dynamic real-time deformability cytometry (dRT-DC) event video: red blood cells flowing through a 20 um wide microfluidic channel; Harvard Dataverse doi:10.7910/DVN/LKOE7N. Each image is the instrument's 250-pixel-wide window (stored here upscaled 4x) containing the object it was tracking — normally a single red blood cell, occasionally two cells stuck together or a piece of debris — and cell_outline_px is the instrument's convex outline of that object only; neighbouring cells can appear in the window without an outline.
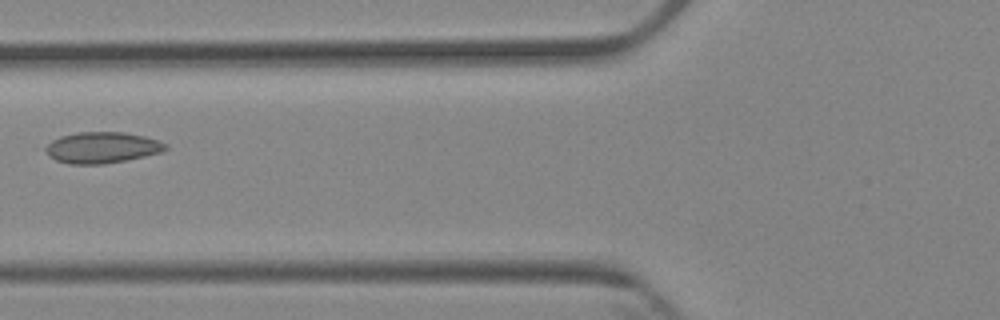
{"species": "Egyptian fruit bat (a non-hibernating species)", "species_latin": "Rousettus aegyptiacus", "temperature_condition": "cold", "stored_images_in_passage": 7, "camera_frame_rate_fps": 3000, "um_per_image_px": 0.085, "animal": {"sex": "female"}, "frame": {"image": 1, "passage_image": 6, "time_ms": 7.0, "image_size_px": [1000, 320], "cell_outline_px": [[168, 148], [164, 152], [104, 164], [68, 164], [56, 160], [48, 156], [44, 148], [52, 140], [60, 136], [76, 132], [124, 132], [144, 136], [160, 140], [168, 144]], "centroid_in_image_um": [8.69, 12.54], "position_along_channel_um": 117.1, "area_um2": 21.96}}
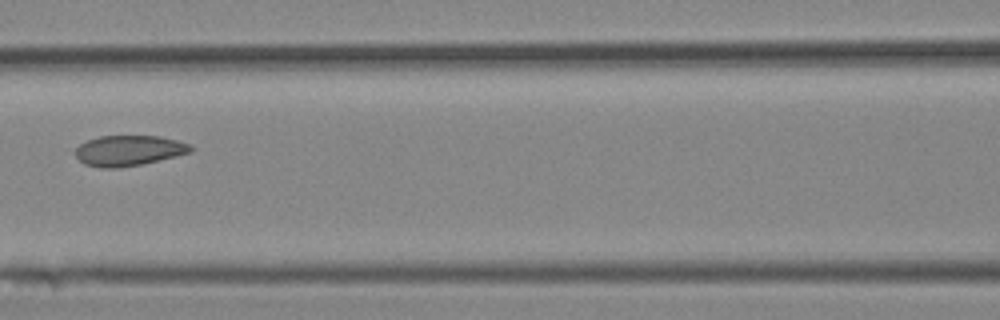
{"frame": {"image": 2, "passage_image": 7, "time_ms": 8.0, "image_size_px": [1000, 320], "cell_outline_px": [[196, 148], [192, 152], [176, 156], [140, 164], [120, 168], [100, 168], [84, 164], [76, 156], [76, 148], [80, 144], [88, 140], [100, 136], [160, 136], [192, 144]], "centroid_in_image_um": [10.98, 12.8], "position_along_channel_um": 155.6, "area_um2": 20.52}}